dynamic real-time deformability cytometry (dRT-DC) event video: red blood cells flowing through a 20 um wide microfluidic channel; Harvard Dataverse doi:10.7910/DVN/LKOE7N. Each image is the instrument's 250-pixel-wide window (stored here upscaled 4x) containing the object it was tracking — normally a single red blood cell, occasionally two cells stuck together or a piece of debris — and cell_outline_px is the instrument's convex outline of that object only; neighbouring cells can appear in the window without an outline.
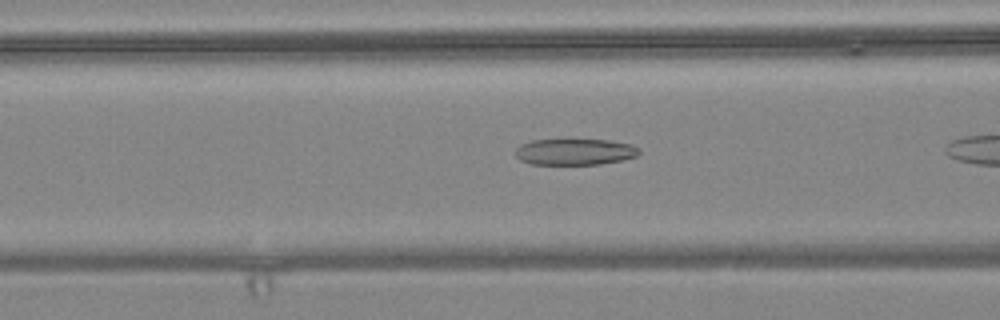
{"species": "common noctule bat (a hibernating species)", "species_latin": "Nyctalus noctula", "temperature_condition": "warm", "stored_images_in_passage": 40, "camera_frame_rate_fps": 3000, "um_per_image_px": 0.085, "animal": {"sex": "female", "body_mass_g": 24.6, "forearm_length_mm": 56.2}, "frame": {"image": 1, "passage_image": 18, "time_ms": 5.667, "image_size_px": [1000, 320], "cell_outline_px": [[640, 152], [636, 156], [620, 160], [600, 164], [532, 164], [520, 160], [516, 156], [516, 148], [520, 144], [532, 140], [608, 140], [632, 144], [640, 148]], "centroid_in_image_um": [48.86, 12.9], "position_along_channel_um": 117.7, "area_um2": 18.84}}
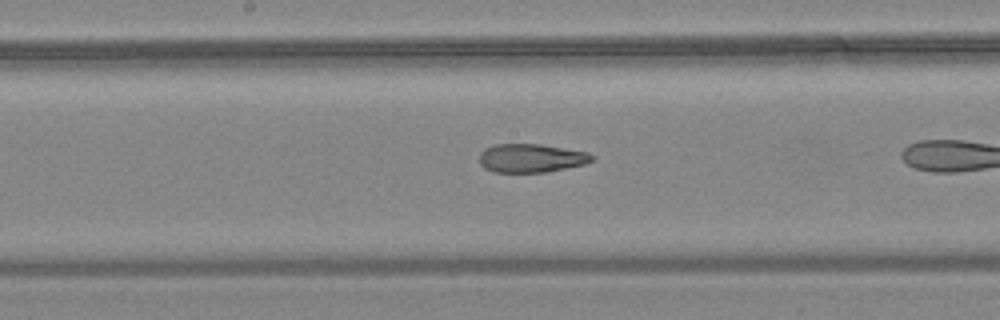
{"frame": {"image": 2, "passage_image": 25, "time_ms": 8.0, "image_size_px": [1000, 320], "cell_outline_px": [[596, 156], [592, 160], [584, 164], [544, 172], [492, 172], [484, 168], [480, 164], [480, 152], [484, 148], [496, 144], [540, 144], [588, 152]], "centroid_in_image_um": [45.12, 13.43], "position_along_channel_um": 203.1, "area_um2": 18.73}}
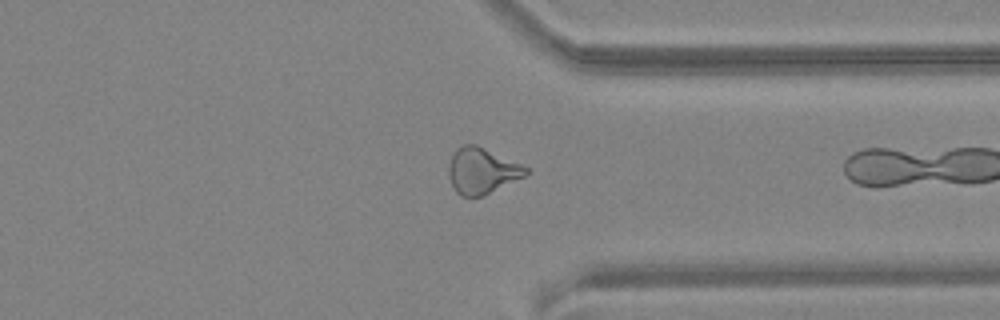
{"frame": {"image": 3, "passage_image": 39, "time_ms": 12.667, "image_size_px": [1000, 320], "cell_outline_px": [[528, 172], [524, 176], [480, 196], [460, 196], [456, 192], [448, 176], [448, 164], [456, 148], [464, 144], [476, 144], [520, 164], [528, 168]], "centroid_in_image_um": [40.91, 14.5], "position_along_channel_um": 370.5, "area_um2": 20.23}}